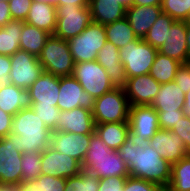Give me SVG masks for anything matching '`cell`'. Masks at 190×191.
<instances>
[{
  "mask_svg": "<svg viewBox=\"0 0 190 191\" xmlns=\"http://www.w3.org/2000/svg\"><path fill=\"white\" fill-rule=\"evenodd\" d=\"M127 164L129 176L168 187L171 179V165L152 147L137 146L128 136L117 150Z\"/></svg>",
  "mask_w": 190,
  "mask_h": 191,
  "instance_id": "cell-1",
  "label": "cell"
},
{
  "mask_svg": "<svg viewBox=\"0 0 190 191\" xmlns=\"http://www.w3.org/2000/svg\"><path fill=\"white\" fill-rule=\"evenodd\" d=\"M11 132L16 133L17 150L21 153H40L50 145L52 131L32 108L22 109L13 116Z\"/></svg>",
  "mask_w": 190,
  "mask_h": 191,
  "instance_id": "cell-2",
  "label": "cell"
},
{
  "mask_svg": "<svg viewBox=\"0 0 190 191\" xmlns=\"http://www.w3.org/2000/svg\"><path fill=\"white\" fill-rule=\"evenodd\" d=\"M81 168L93 173L99 179L129 176L127 164L120 157L118 151L109 148L95 131L91 135Z\"/></svg>",
  "mask_w": 190,
  "mask_h": 191,
  "instance_id": "cell-3",
  "label": "cell"
},
{
  "mask_svg": "<svg viewBox=\"0 0 190 191\" xmlns=\"http://www.w3.org/2000/svg\"><path fill=\"white\" fill-rule=\"evenodd\" d=\"M45 72L54 76H71L75 62L66 40L50 35L37 57Z\"/></svg>",
  "mask_w": 190,
  "mask_h": 191,
  "instance_id": "cell-4",
  "label": "cell"
},
{
  "mask_svg": "<svg viewBox=\"0 0 190 191\" xmlns=\"http://www.w3.org/2000/svg\"><path fill=\"white\" fill-rule=\"evenodd\" d=\"M130 103L124 88H114L95 98L92 111L95 124L128 122Z\"/></svg>",
  "mask_w": 190,
  "mask_h": 191,
  "instance_id": "cell-5",
  "label": "cell"
},
{
  "mask_svg": "<svg viewBox=\"0 0 190 191\" xmlns=\"http://www.w3.org/2000/svg\"><path fill=\"white\" fill-rule=\"evenodd\" d=\"M119 53L126 77L132 78L149 74L158 50L143 39L137 38L120 48Z\"/></svg>",
  "mask_w": 190,
  "mask_h": 191,
  "instance_id": "cell-6",
  "label": "cell"
},
{
  "mask_svg": "<svg viewBox=\"0 0 190 191\" xmlns=\"http://www.w3.org/2000/svg\"><path fill=\"white\" fill-rule=\"evenodd\" d=\"M106 42L104 25L93 21L79 35L67 41L75 63L96 60Z\"/></svg>",
  "mask_w": 190,
  "mask_h": 191,
  "instance_id": "cell-7",
  "label": "cell"
},
{
  "mask_svg": "<svg viewBox=\"0 0 190 191\" xmlns=\"http://www.w3.org/2000/svg\"><path fill=\"white\" fill-rule=\"evenodd\" d=\"M128 137L139 147L146 149L149 139L160 129L158 114L151 105L130 106Z\"/></svg>",
  "mask_w": 190,
  "mask_h": 191,
  "instance_id": "cell-8",
  "label": "cell"
},
{
  "mask_svg": "<svg viewBox=\"0 0 190 191\" xmlns=\"http://www.w3.org/2000/svg\"><path fill=\"white\" fill-rule=\"evenodd\" d=\"M56 13L57 22L53 35L66 41L79 35L93 21L88 6H57Z\"/></svg>",
  "mask_w": 190,
  "mask_h": 191,
  "instance_id": "cell-9",
  "label": "cell"
},
{
  "mask_svg": "<svg viewBox=\"0 0 190 191\" xmlns=\"http://www.w3.org/2000/svg\"><path fill=\"white\" fill-rule=\"evenodd\" d=\"M22 153L17 150L16 133L0 138V185L22 184Z\"/></svg>",
  "mask_w": 190,
  "mask_h": 191,
  "instance_id": "cell-10",
  "label": "cell"
},
{
  "mask_svg": "<svg viewBox=\"0 0 190 191\" xmlns=\"http://www.w3.org/2000/svg\"><path fill=\"white\" fill-rule=\"evenodd\" d=\"M72 76L94 98L115 88L106 70L96 60L75 63Z\"/></svg>",
  "mask_w": 190,
  "mask_h": 191,
  "instance_id": "cell-11",
  "label": "cell"
},
{
  "mask_svg": "<svg viewBox=\"0 0 190 191\" xmlns=\"http://www.w3.org/2000/svg\"><path fill=\"white\" fill-rule=\"evenodd\" d=\"M11 59V84L28 89L44 72L38 58L26 51L18 50Z\"/></svg>",
  "mask_w": 190,
  "mask_h": 191,
  "instance_id": "cell-12",
  "label": "cell"
},
{
  "mask_svg": "<svg viewBox=\"0 0 190 191\" xmlns=\"http://www.w3.org/2000/svg\"><path fill=\"white\" fill-rule=\"evenodd\" d=\"M57 101V107L61 111L82 107L92 112L95 98L84 91L80 83L71 75L59 77V95Z\"/></svg>",
  "mask_w": 190,
  "mask_h": 191,
  "instance_id": "cell-13",
  "label": "cell"
},
{
  "mask_svg": "<svg viewBox=\"0 0 190 191\" xmlns=\"http://www.w3.org/2000/svg\"><path fill=\"white\" fill-rule=\"evenodd\" d=\"M81 164L74 158L54 151L49 146L41 152V174L68 178L81 172Z\"/></svg>",
  "mask_w": 190,
  "mask_h": 191,
  "instance_id": "cell-14",
  "label": "cell"
},
{
  "mask_svg": "<svg viewBox=\"0 0 190 191\" xmlns=\"http://www.w3.org/2000/svg\"><path fill=\"white\" fill-rule=\"evenodd\" d=\"M91 135L52 131L49 147L54 151L64 153L76 159L82 164L89 147Z\"/></svg>",
  "mask_w": 190,
  "mask_h": 191,
  "instance_id": "cell-15",
  "label": "cell"
},
{
  "mask_svg": "<svg viewBox=\"0 0 190 191\" xmlns=\"http://www.w3.org/2000/svg\"><path fill=\"white\" fill-rule=\"evenodd\" d=\"M161 84L150 74L127 78L124 87L130 106L151 105Z\"/></svg>",
  "mask_w": 190,
  "mask_h": 191,
  "instance_id": "cell-16",
  "label": "cell"
},
{
  "mask_svg": "<svg viewBox=\"0 0 190 191\" xmlns=\"http://www.w3.org/2000/svg\"><path fill=\"white\" fill-rule=\"evenodd\" d=\"M149 141L150 146L170 165L188 155L181 137L171 130L159 129Z\"/></svg>",
  "mask_w": 190,
  "mask_h": 191,
  "instance_id": "cell-17",
  "label": "cell"
},
{
  "mask_svg": "<svg viewBox=\"0 0 190 191\" xmlns=\"http://www.w3.org/2000/svg\"><path fill=\"white\" fill-rule=\"evenodd\" d=\"M60 120L53 131L92 134L95 123L92 112L82 107L60 111Z\"/></svg>",
  "mask_w": 190,
  "mask_h": 191,
  "instance_id": "cell-18",
  "label": "cell"
},
{
  "mask_svg": "<svg viewBox=\"0 0 190 191\" xmlns=\"http://www.w3.org/2000/svg\"><path fill=\"white\" fill-rule=\"evenodd\" d=\"M187 21H174L167 35V40L158 50L159 53L173 58L182 64L190 63L187 52Z\"/></svg>",
  "mask_w": 190,
  "mask_h": 191,
  "instance_id": "cell-19",
  "label": "cell"
},
{
  "mask_svg": "<svg viewBox=\"0 0 190 191\" xmlns=\"http://www.w3.org/2000/svg\"><path fill=\"white\" fill-rule=\"evenodd\" d=\"M28 91L32 106H57L59 77L44 71Z\"/></svg>",
  "mask_w": 190,
  "mask_h": 191,
  "instance_id": "cell-20",
  "label": "cell"
},
{
  "mask_svg": "<svg viewBox=\"0 0 190 191\" xmlns=\"http://www.w3.org/2000/svg\"><path fill=\"white\" fill-rule=\"evenodd\" d=\"M96 61L106 70L115 88L125 87L127 77L124 65L120 60L119 49L115 45L107 41L98 52Z\"/></svg>",
  "mask_w": 190,
  "mask_h": 191,
  "instance_id": "cell-21",
  "label": "cell"
},
{
  "mask_svg": "<svg viewBox=\"0 0 190 191\" xmlns=\"http://www.w3.org/2000/svg\"><path fill=\"white\" fill-rule=\"evenodd\" d=\"M162 14L161 6L132 5L126 9L125 17L138 38L144 39L151 26Z\"/></svg>",
  "mask_w": 190,
  "mask_h": 191,
  "instance_id": "cell-22",
  "label": "cell"
},
{
  "mask_svg": "<svg viewBox=\"0 0 190 191\" xmlns=\"http://www.w3.org/2000/svg\"><path fill=\"white\" fill-rule=\"evenodd\" d=\"M26 108H32L28 89L14 84L0 86V109L14 116L18 111Z\"/></svg>",
  "mask_w": 190,
  "mask_h": 191,
  "instance_id": "cell-23",
  "label": "cell"
},
{
  "mask_svg": "<svg viewBox=\"0 0 190 191\" xmlns=\"http://www.w3.org/2000/svg\"><path fill=\"white\" fill-rule=\"evenodd\" d=\"M185 93L174 81L161 84L159 92L153 100L151 106L156 112H175L182 110L184 106Z\"/></svg>",
  "mask_w": 190,
  "mask_h": 191,
  "instance_id": "cell-24",
  "label": "cell"
},
{
  "mask_svg": "<svg viewBox=\"0 0 190 191\" xmlns=\"http://www.w3.org/2000/svg\"><path fill=\"white\" fill-rule=\"evenodd\" d=\"M57 22L56 7L54 5L32 1L25 23L42 29L53 35Z\"/></svg>",
  "mask_w": 190,
  "mask_h": 191,
  "instance_id": "cell-25",
  "label": "cell"
},
{
  "mask_svg": "<svg viewBox=\"0 0 190 191\" xmlns=\"http://www.w3.org/2000/svg\"><path fill=\"white\" fill-rule=\"evenodd\" d=\"M89 9L93 22L106 25L123 19L126 15V8L121 4H114L111 0H90Z\"/></svg>",
  "mask_w": 190,
  "mask_h": 191,
  "instance_id": "cell-26",
  "label": "cell"
},
{
  "mask_svg": "<svg viewBox=\"0 0 190 191\" xmlns=\"http://www.w3.org/2000/svg\"><path fill=\"white\" fill-rule=\"evenodd\" d=\"M129 131V122L95 124V132L100 139L109 148L116 151L124 144Z\"/></svg>",
  "mask_w": 190,
  "mask_h": 191,
  "instance_id": "cell-27",
  "label": "cell"
},
{
  "mask_svg": "<svg viewBox=\"0 0 190 191\" xmlns=\"http://www.w3.org/2000/svg\"><path fill=\"white\" fill-rule=\"evenodd\" d=\"M50 33L23 22L20 50L38 57L50 37Z\"/></svg>",
  "mask_w": 190,
  "mask_h": 191,
  "instance_id": "cell-28",
  "label": "cell"
},
{
  "mask_svg": "<svg viewBox=\"0 0 190 191\" xmlns=\"http://www.w3.org/2000/svg\"><path fill=\"white\" fill-rule=\"evenodd\" d=\"M23 21L10 20L0 28V55L12 56L20 50Z\"/></svg>",
  "mask_w": 190,
  "mask_h": 191,
  "instance_id": "cell-29",
  "label": "cell"
},
{
  "mask_svg": "<svg viewBox=\"0 0 190 191\" xmlns=\"http://www.w3.org/2000/svg\"><path fill=\"white\" fill-rule=\"evenodd\" d=\"M181 65V62L158 52L149 74L160 84L168 83L174 81L177 70Z\"/></svg>",
  "mask_w": 190,
  "mask_h": 191,
  "instance_id": "cell-30",
  "label": "cell"
},
{
  "mask_svg": "<svg viewBox=\"0 0 190 191\" xmlns=\"http://www.w3.org/2000/svg\"><path fill=\"white\" fill-rule=\"evenodd\" d=\"M104 27L107 41L111 42L118 49L138 38L126 17L113 23L106 24Z\"/></svg>",
  "mask_w": 190,
  "mask_h": 191,
  "instance_id": "cell-31",
  "label": "cell"
},
{
  "mask_svg": "<svg viewBox=\"0 0 190 191\" xmlns=\"http://www.w3.org/2000/svg\"><path fill=\"white\" fill-rule=\"evenodd\" d=\"M167 188L171 191H190V155L171 165V179Z\"/></svg>",
  "mask_w": 190,
  "mask_h": 191,
  "instance_id": "cell-32",
  "label": "cell"
},
{
  "mask_svg": "<svg viewBox=\"0 0 190 191\" xmlns=\"http://www.w3.org/2000/svg\"><path fill=\"white\" fill-rule=\"evenodd\" d=\"M174 21L172 17L162 12L143 40L159 50L167 40L168 32Z\"/></svg>",
  "mask_w": 190,
  "mask_h": 191,
  "instance_id": "cell-33",
  "label": "cell"
},
{
  "mask_svg": "<svg viewBox=\"0 0 190 191\" xmlns=\"http://www.w3.org/2000/svg\"><path fill=\"white\" fill-rule=\"evenodd\" d=\"M99 180L93 173L82 169L77 176L66 179L64 191H98L100 185Z\"/></svg>",
  "mask_w": 190,
  "mask_h": 191,
  "instance_id": "cell-34",
  "label": "cell"
},
{
  "mask_svg": "<svg viewBox=\"0 0 190 191\" xmlns=\"http://www.w3.org/2000/svg\"><path fill=\"white\" fill-rule=\"evenodd\" d=\"M21 163L22 183L29 180H36L41 175V152L22 153Z\"/></svg>",
  "mask_w": 190,
  "mask_h": 191,
  "instance_id": "cell-35",
  "label": "cell"
},
{
  "mask_svg": "<svg viewBox=\"0 0 190 191\" xmlns=\"http://www.w3.org/2000/svg\"><path fill=\"white\" fill-rule=\"evenodd\" d=\"M161 8L176 21H190V0H162Z\"/></svg>",
  "mask_w": 190,
  "mask_h": 191,
  "instance_id": "cell-36",
  "label": "cell"
},
{
  "mask_svg": "<svg viewBox=\"0 0 190 191\" xmlns=\"http://www.w3.org/2000/svg\"><path fill=\"white\" fill-rule=\"evenodd\" d=\"M36 115L53 131L60 120V109L57 106H32Z\"/></svg>",
  "mask_w": 190,
  "mask_h": 191,
  "instance_id": "cell-37",
  "label": "cell"
},
{
  "mask_svg": "<svg viewBox=\"0 0 190 191\" xmlns=\"http://www.w3.org/2000/svg\"><path fill=\"white\" fill-rule=\"evenodd\" d=\"M38 182V191H64L66 178H59L50 175H39L36 178Z\"/></svg>",
  "mask_w": 190,
  "mask_h": 191,
  "instance_id": "cell-38",
  "label": "cell"
},
{
  "mask_svg": "<svg viewBox=\"0 0 190 191\" xmlns=\"http://www.w3.org/2000/svg\"><path fill=\"white\" fill-rule=\"evenodd\" d=\"M162 187L137 177L128 176L123 191H161Z\"/></svg>",
  "mask_w": 190,
  "mask_h": 191,
  "instance_id": "cell-39",
  "label": "cell"
},
{
  "mask_svg": "<svg viewBox=\"0 0 190 191\" xmlns=\"http://www.w3.org/2000/svg\"><path fill=\"white\" fill-rule=\"evenodd\" d=\"M33 0H8L12 19L25 22Z\"/></svg>",
  "mask_w": 190,
  "mask_h": 191,
  "instance_id": "cell-40",
  "label": "cell"
},
{
  "mask_svg": "<svg viewBox=\"0 0 190 191\" xmlns=\"http://www.w3.org/2000/svg\"><path fill=\"white\" fill-rule=\"evenodd\" d=\"M171 131L181 137L187 154L190 155V117L182 116L180 120L175 123Z\"/></svg>",
  "mask_w": 190,
  "mask_h": 191,
  "instance_id": "cell-41",
  "label": "cell"
},
{
  "mask_svg": "<svg viewBox=\"0 0 190 191\" xmlns=\"http://www.w3.org/2000/svg\"><path fill=\"white\" fill-rule=\"evenodd\" d=\"M158 123L160 129L171 130L175 123H177L184 113L182 110H176L175 112H157Z\"/></svg>",
  "mask_w": 190,
  "mask_h": 191,
  "instance_id": "cell-42",
  "label": "cell"
},
{
  "mask_svg": "<svg viewBox=\"0 0 190 191\" xmlns=\"http://www.w3.org/2000/svg\"><path fill=\"white\" fill-rule=\"evenodd\" d=\"M174 82L186 93L190 90V63L182 64L174 78Z\"/></svg>",
  "mask_w": 190,
  "mask_h": 191,
  "instance_id": "cell-43",
  "label": "cell"
},
{
  "mask_svg": "<svg viewBox=\"0 0 190 191\" xmlns=\"http://www.w3.org/2000/svg\"><path fill=\"white\" fill-rule=\"evenodd\" d=\"M127 177H107L100 179L98 191H123Z\"/></svg>",
  "mask_w": 190,
  "mask_h": 191,
  "instance_id": "cell-44",
  "label": "cell"
},
{
  "mask_svg": "<svg viewBox=\"0 0 190 191\" xmlns=\"http://www.w3.org/2000/svg\"><path fill=\"white\" fill-rule=\"evenodd\" d=\"M11 59L8 55H0V85L11 84Z\"/></svg>",
  "mask_w": 190,
  "mask_h": 191,
  "instance_id": "cell-45",
  "label": "cell"
},
{
  "mask_svg": "<svg viewBox=\"0 0 190 191\" xmlns=\"http://www.w3.org/2000/svg\"><path fill=\"white\" fill-rule=\"evenodd\" d=\"M13 116L0 109V138L11 132Z\"/></svg>",
  "mask_w": 190,
  "mask_h": 191,
  "instance_id": "cell-46",
  "label": "cell"
},
{
  "mask_svg": "<svg viewBox=\"0 0 190 191\" xmlns=\"http://www.w3.org/2000/svg\"><path fill=\"white\" fill-rule=\"evenodd\" d=\"M10 20L12 17L8 1L0 0V28L4 27Z\"/></svg>",
  "mask_w": 190,
  "mask_h": 191,
  "instance_id": "cell-47",
  "label": "cell"
},
{
  "mask_svg": "<svg viewBox=\"0 0 190 191\" xmlns=\"http://www.w3.org/2000/svg\"><path fill=\"white\" fill-rule=\"evenodd\" d=\"M14 191H38L37 180H29L20 186H14Z\"/></svg>",
  "mask_w": 190,
  "mask_h": 191,
  "instance_id": "cell-48",
  "label": "cell"
},
{
  "mask_svg": "<svg viewBox=\"0 0 190 191\" xmlns=\"http://www.w3.org/2000/svg\"><path fill=\"white\" fill-rule=\"evenodd\" d=\"M90 0H56V7L63 5L89 6Z\"/></svg>",
  "mask_w": 190,
  "mask_h": 191,
  "instance_id": "cell-49",
  "label": "cell"
},
{
  "mask_svg": "<svg viewBox=\"0 0 190 191\" xmlns=\"http://www.w3.org/2000/svg\"><path fill=\"white\" fill-rule=\"evenodd\" d=\"M162 0H134V5L138 6H161Z\"/></svg>",
  "mask_w": 190,
  "mask_h": 191,
  "instance_id": "cell-50",
  "label": "cell"
},
{
  "mask_svg": "<svg viewBox=\"0 0 190 191\" xmlns=\"http://www.w3.org/2000/svg\"><path fill=\"white\" fill-rule=\"evenodd\" d=\"M184 99L185 101L182 111L186 117H190V90L185 93Z\"/></svg>",
  "mask_w": 190,
  "mask_h": 191,
  "instance_id": "cell-51",
  "label": "cell"
},
{
  "mask_svg": "<svg viewBox=\"0 0 190 191\" xmlns=\"http://www.w3.org/2000/svg\"><path fill=\"white\" fill-rule=\"evenodd\" d=\"M114 1V4H121L126 9L134 5V0H111Z\"/></svg>",
  "mask_w": 190,
  "mask_h": 191,
  "instance_id": "cell-52",
  "label": "cell"
},
{
  "mask_svg": "<svg viewBox=\"0 0 190 191\" xmlns=\"http://www.w3.org/2000/svg\"><path fill=\"white\" fill-rule=\"evenodd\" d=\"M186 38H187L188 59L190 60V22L189 21L187 22Z\"/></svg>",
  "mask_w": 190,
  "mask_h": 191,
  "instance_id": "cell-53",
  "label": "cell"
},
{
  "mask_svg": "<svg viewBox=\"0 0 190 191\" xmlns=\"http://www.w3.org/2000/svg\"><path fill=\"white\" fill-rule=\"evenodd\" d=\"M34 1L54 5L56 7V0H34Z\"/></svg>",
  "mask_w": 190,
  "mask_h": 191,
  "instance_id": "cell-54",
  "label": "cell"
},
{
  "mask_svg": "<svg viewBox=\"0 0 190 191\" xmlns=\"http://www.w3.org/2000/svg\"><path fill=\"white\" fill-rule=\"evenodd\" d=\"M0 191H14V186H3V185H0Z\"/></svg>",
  "mask_w": 190,
  "mask_h": 191,
  "instance_id": "cell-55",
  "label": "cell"
},
{
  "mask_svg": "<svg viewBox=\"0 0 190 191\" xmlns=\"http://www.w3.org/2000/svg\"><path fill=\"white\" fill-rule=\"evenodd\" d=\"M161 191H171V190L165 187V188H162Z\"/></svg>",
  "mask_w": 190,
  "mask_h": 191,
  "instance_id": "cell-56",
  "label": "cell"
}]
</instances>
